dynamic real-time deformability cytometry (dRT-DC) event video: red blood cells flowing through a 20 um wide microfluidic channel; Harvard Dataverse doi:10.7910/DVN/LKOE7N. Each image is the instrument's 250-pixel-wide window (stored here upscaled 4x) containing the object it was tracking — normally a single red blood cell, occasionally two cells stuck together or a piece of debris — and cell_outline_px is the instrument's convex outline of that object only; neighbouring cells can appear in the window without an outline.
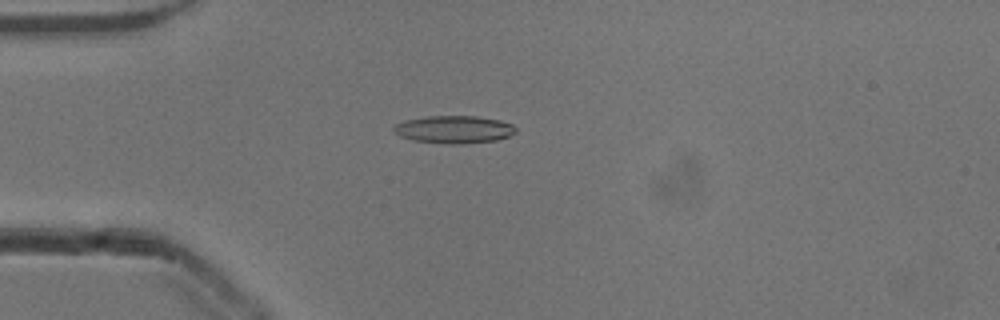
{"species": "common noctule bat (a hibernating species)", "species_latin": "Nyctalus noctula", "temperature_condition": "cold", "stored_images_in_passage": 45, "camera_frame_rate_fps": 3000, "um_per_image_px": 0.085, "animal": {"sex": "male", "body_mass_g": 13.3}, "frame": {"image": 1, "passage_image": 14, "time_ms": 4.333, "image_size_px": [1000, 320], "cell_outline_px": [[516, 132], [508, 136], [496, 140], [464, 144], [448, 144], [412, 140], [400, 136], [392, 128], [396, 124], [404, 120], [428, 116], [476, 116], [500, 120], [512, 124], [516, 128]], "centroid_in_image_um": [38.59, 11.0], "position_along_channel_um": 46.4, "area_um2": 19.65}}
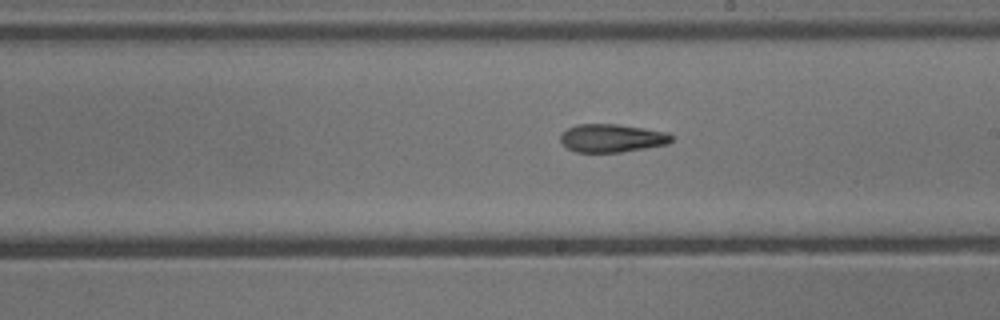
{"frame": {"image": 2, "passage_image": 30, "time_ms": 9.667, "image_size_px": [1000, 320], "cell_outline_px": [[672, 140], [668, 144], [620, 152], [576, 152], [568, 148], [560, 140], [560, 136], [568, 128], [576, 124], [616, 124], [644, 128], [668, 132], [672, 136]], "centroid_in_image_um": [52.02, 11.73], "position_along_channel_um": 237.0, "area_um2": 18.09}}
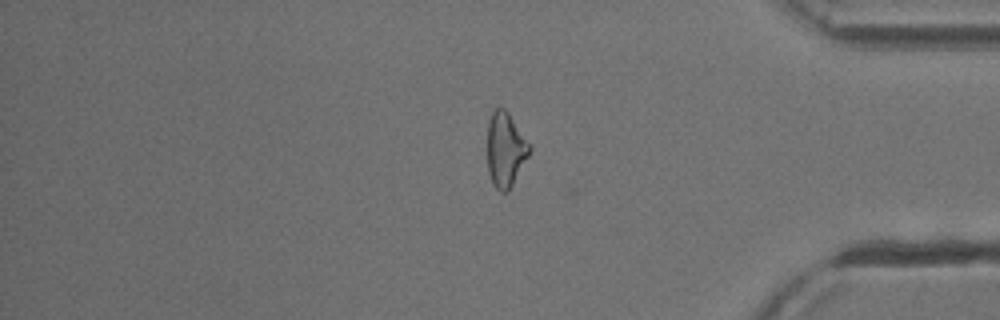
{"frame": {"image": 3, "passage_image": 44, "time_ms": 14.333, "image_size_px": [1000, 320], "cell_outline_px": [[532, 148], [528, 156], [508, 192], [500, 192], [492, 184], [488, 172], [488, 120], [492, 108], [504, 108], [508, 112]], "centroid_in_image_um": [42.94, 12.71], "position_along_channel_um": 392.3, "area_um2": 18.26}, "authors_computed_cell_mechanics": {"area_um2": 18.9584, "velocity_mm_per_s": 3.8729, "shape_relaxation_time_tau1_ms": null, "shape_relaxation_time_tau2_ms": 4.1484, "deformation_change_tau1": null, "deformation_change_tau2": 0.1365}}